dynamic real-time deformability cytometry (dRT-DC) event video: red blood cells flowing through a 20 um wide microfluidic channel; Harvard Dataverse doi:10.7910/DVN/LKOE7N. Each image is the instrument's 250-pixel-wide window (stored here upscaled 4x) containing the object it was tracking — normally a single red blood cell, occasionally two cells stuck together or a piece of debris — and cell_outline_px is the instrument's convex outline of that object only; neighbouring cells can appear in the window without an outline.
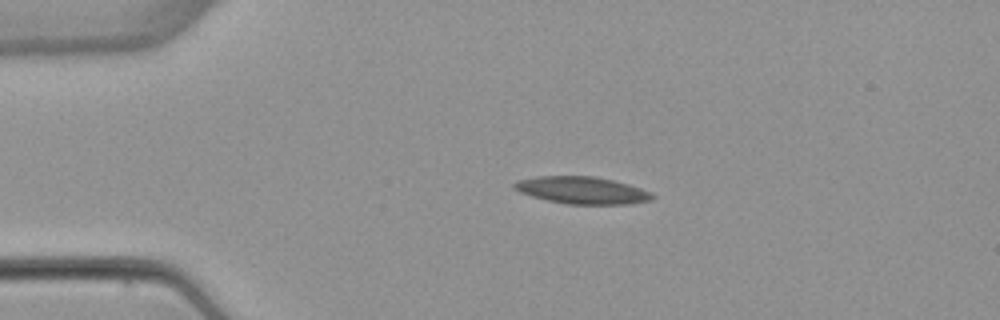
{"species": "common noctule bat (a hibernating species)", "species_latin": "Nyctalus noctula", "temperature_condition": "warm", "stored_images_in_passage": 3, "camera_frame_rate_fps": 3000, "um_per_image_px": 0.085, "animal": {"sex": "female", "body_mass_g": 22.7, "forearm_length_mm": 54.2}, "frame": {"image": 1, "passage_image": 2, "time_ms": 1.333, "image_size_px": [1000, 320], "cell_outline_px": [[656, 196], [652, 200], [628, 204], [568, 204], [548, 200], [532, 196], [520, 192], [512, 188], [512, 184], [516, 180], [536, 176], [596, 176], [628, 184], [652, 192]], "centroid_in_image_um": [49.47, 16.17], "position_along_channel_um": 35.5, "area_um2": 21.96}}